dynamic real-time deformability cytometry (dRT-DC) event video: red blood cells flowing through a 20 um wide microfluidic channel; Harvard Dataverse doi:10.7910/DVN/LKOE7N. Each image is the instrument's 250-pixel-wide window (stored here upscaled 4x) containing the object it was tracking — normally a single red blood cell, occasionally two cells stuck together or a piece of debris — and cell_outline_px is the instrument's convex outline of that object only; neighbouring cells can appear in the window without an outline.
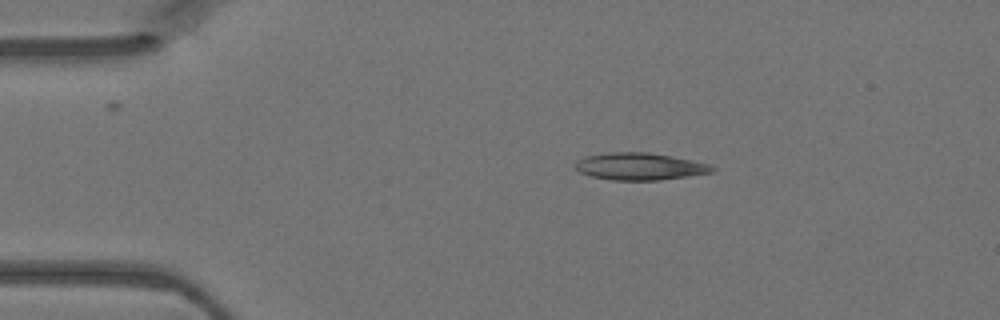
{"species": "Egyptian fruit bat (a non-hibernating species)", "species_latin": "Rousettus aegyptiacus", "temperature_condition": "warm", "stored_images_in_passage": 39, "camera_frame_rate_fps": 3000, "um_per_image_px": 0.085, "animal": {"sex": "female"}, "frame": {"image": 1, "passage_image": 1, "time_ms": 0.0, "image_size_px": [1000, 320], "cell_outline_px": [[716, 168], [712, 172], [688, 176], [660, 180], [612, 180], [592, 176], [580, 172], [576, 168], [576, 160], [584, 156], [608, 152], [648, 152], [708, 164]], "centroid_in_image_um": [54.33, 14.15], "position_along_channel_um": 30.7, "area_um2": 21.39}}
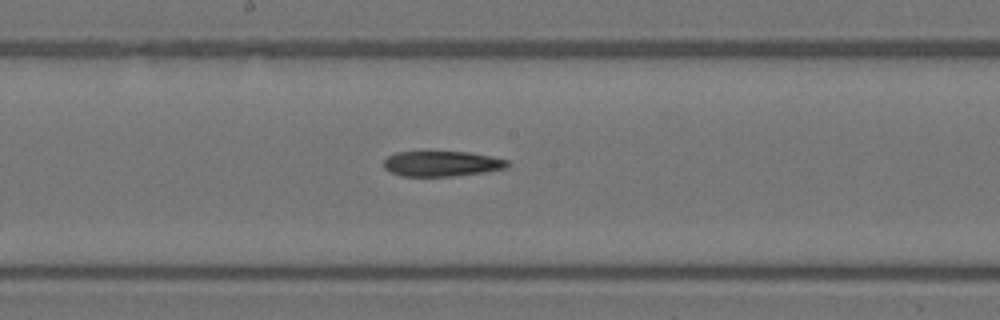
{"frame": {"image": 2, "passage_image": 17, "time_ms": 5.333, "image_size_px": [1000, 320], "cell_outline_px": [[508, 168], [488, 172], [456, 176], [400, 176], [384, 168], [384, 160], [388, 156], [396, 152], [468, 152], [492, 156], [508, 160]], "centroid_in_image_um": [37.59, 13.92], "position_along_channel_um": 210.6, "area_um2": 18.38}}
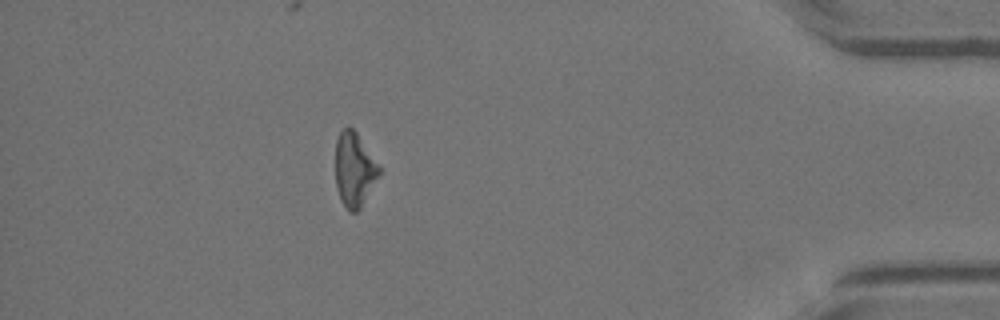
{"frame": {"image": 3, "passage_image": 34, "time_ms": 11.0, "image_size_px": [1000, 320], "cell_outline_px": [[380, 172], [360, 208], [356, 212], [348, 212], [340, 200], [336, 188], [336, 140], [340, 132], [344, 128], [352, 128], [356, 132], [380, 168]], "centroid_in_image_um": [30.08, 14.45], "position_along_channel_um": 405.1, "area_um2": 18.44}}